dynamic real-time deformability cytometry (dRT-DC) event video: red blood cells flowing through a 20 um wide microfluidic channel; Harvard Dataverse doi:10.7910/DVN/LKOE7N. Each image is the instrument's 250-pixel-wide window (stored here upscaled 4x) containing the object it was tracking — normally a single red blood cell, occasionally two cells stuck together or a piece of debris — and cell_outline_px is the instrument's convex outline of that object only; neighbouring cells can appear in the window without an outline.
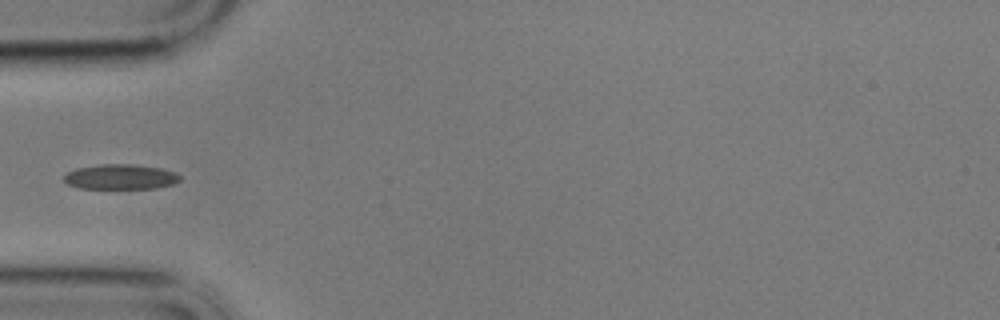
{"species": "common noctule bat (a hibernating species)", "species_latin": "Nyctalus noctula", "temperature_condition": "cold", "stored_images_in_passage": 40, "camera_frame_rate_fps": 3000, "um_per_image_px": 0.085, "animal": {"sex": "male", "body_mass_g": 17.9}, "frame": {"image": 1, "passage_image": 1, "time_ms": 0.0, "image_size_px": [1000, 320], "cell_outline_px": [[180, 180], [176, 184], [156, 188], [80, 188], [68, 184], [64, 180], [64, 176], [68, 172], [76, 168], [100, 164], [132, 164], [160, 168], [176, 172], [180, 176]], "centroid_in_image_um": [10.28, 15.03], "position_along_channel_um": 74.7, "area_um2": 16.94}}
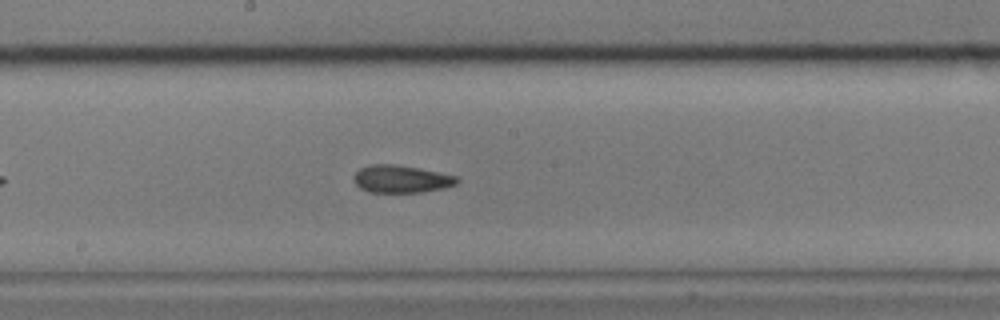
{"frame": {"image": 2, "passage_image": 13, "time_ms": 4.0, "image_size_px": [1000, 320], "cell_outline_px": [[460, 180], [456, 184], [444, 188], [420, 192], [368, 192], [360, 188], [356, 184], [356, 172], [360, 168], [372, 164], [396, 164], [420, 168], [456, 176]], "centroid_in_image_um": [34.13, 15.21], "position_along_channel_um": 214.1, "area_um2": 16.42}}
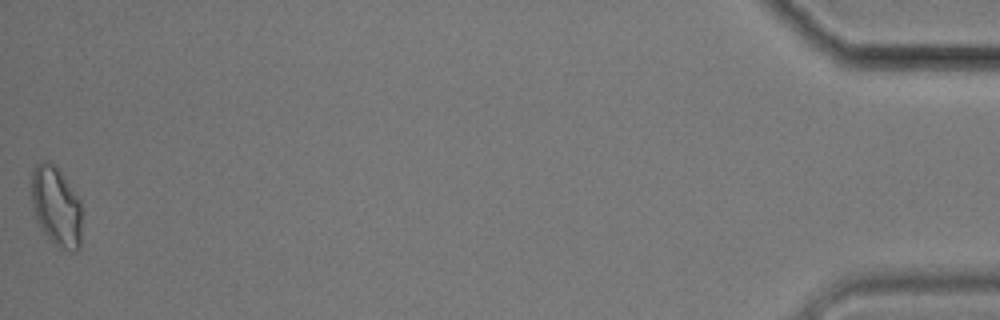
{"frame": {"image": 3, "passage_image": 40, "time_ms": 13.0, "image_size_px": [1000, 320], "cell_outline_px": [[80, 248], [76, 252], [72, 252], [60, 248], [44, 232], [36, 220], [32, 204], [32, 168], [40, 160], [48, 160], [60, 172], [80, 200]], "centroid_in_image_um": [4.76, 17.54], "position_along_channel_um": 430.4, "area_um2": 23.12}}